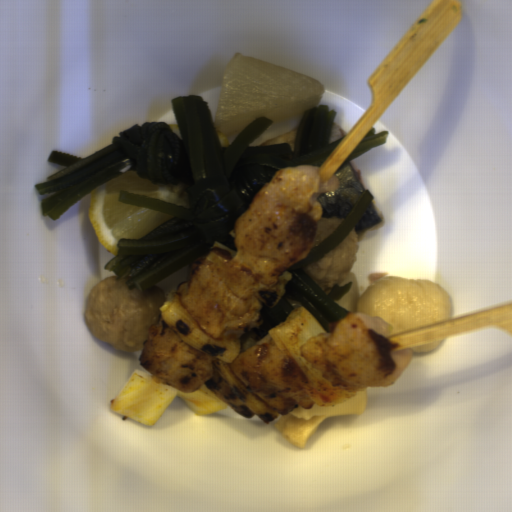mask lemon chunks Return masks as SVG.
<instances>
[{"instance_id": "lemon-chunks-3", "label": "lemon chunks", "mask_w": 512, "mask_h": 512, "mask_svg": "<svg viewBox=\"0 0 512 512\" xmlns=\"http://www.w3.org/2000/svg\"><path fill=\"white\" fill-rule=\"evenodd\" d=\"M167 125L171 128V130H172L176 135H178V136L181 138L178 123L167 124Z\"/></svg>"}, {"instance_id": "lemon-chunks-1", "label": "lemon chunks", "mask_w": 512, "mask_h": 512, "mask_svg": "<svg viewBox=\"0 0 512 512\" xmlns=\"http://www.w3.org/2000/svg\"><path fill=\"white\" fill-rule=\"evenodd\" d=\"M119 191L181 206L190 202L185 180L153 182L128 171L93 190L88 222L105 249L118 254V239H140L175 217L120 202Z\"/></svg>"}, {"instance_id": "lemon-chunks-2", "label": "lemon chunks", "mask_w": 512, "mask_h": 512, "mask_svg": "<svg viewBox=\"0 0 512 512\" xmlns=\"http://www.w3.org/2000/svg\"><path fill=\"white\" fill-rule=\"evenodd\" d=\"M216 131H217V135H218V139H219L220 145H222V146L227 148L228 145H229L228 135L227 134L219 133L217 129H216Z\"/></svg>"}]
</instances>
